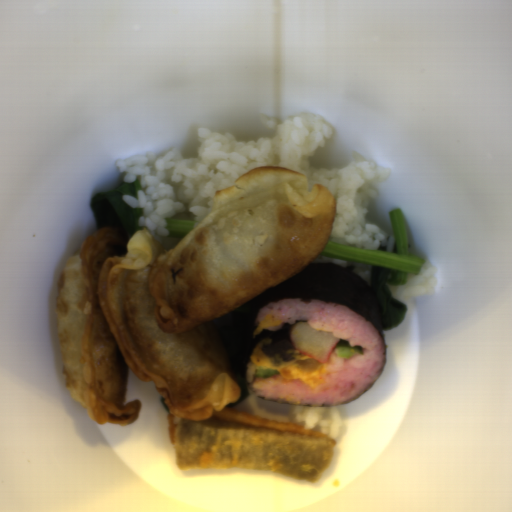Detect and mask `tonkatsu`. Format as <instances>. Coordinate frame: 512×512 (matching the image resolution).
<instances>
[{
  "label": "tonkatsu",
  "instance_id": "d4beea91",
  "mask_svg": "<svg viewBox=\"0 0 512 512\" xmlns=\"http://www.w3.org/2000/svg\"><path fill=\"white\" fill-rule=\"evenodd\" d=\"M169 441L178 470L248 468L284 477L320 481L337 441L280 421L259 419L225 406L204 420L167 416Z\"/></svg>",
  "mask_w": 512,
  "mask_h": 512
}]
</instances>
